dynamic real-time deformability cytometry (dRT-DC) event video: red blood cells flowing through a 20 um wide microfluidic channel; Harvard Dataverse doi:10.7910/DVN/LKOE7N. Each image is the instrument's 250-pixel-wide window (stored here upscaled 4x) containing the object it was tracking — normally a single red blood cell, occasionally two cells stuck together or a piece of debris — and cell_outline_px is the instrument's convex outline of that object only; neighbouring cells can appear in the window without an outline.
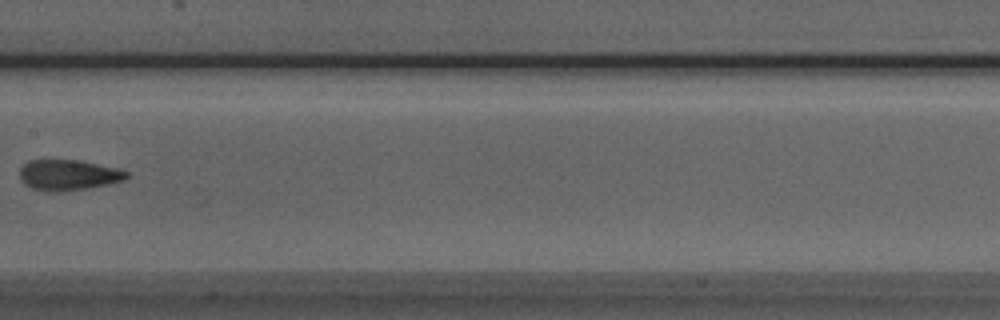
{"species": "Egyptian fruit bat (a non-hibernating species)", "species_latin": "Rousettus aegyptiacus", "temperature_condition": "room temperature", "stored_images_in_passage": 8, "camera_frame_rate_fps": 3000, "um_per_image_px": 0.085, "animal": {"sex": "male"}, "frame": {"image": 1, "passage_image": 7, "time_ms": 2.0, "image_size_px": [1000, 320], "cell_outline_px": [[128, 176], [124, 180], [108, 184], [88, 188], [48, 192], [32, 188], [24, 184], [20, 180], [20, 168], [28, 160], [76, 160], [116, 168], [128, 172]], "centroid_in_image_um": [5.77, 14.87], "position_along_channel_um": 201.6, "area_um2": 18.84}}
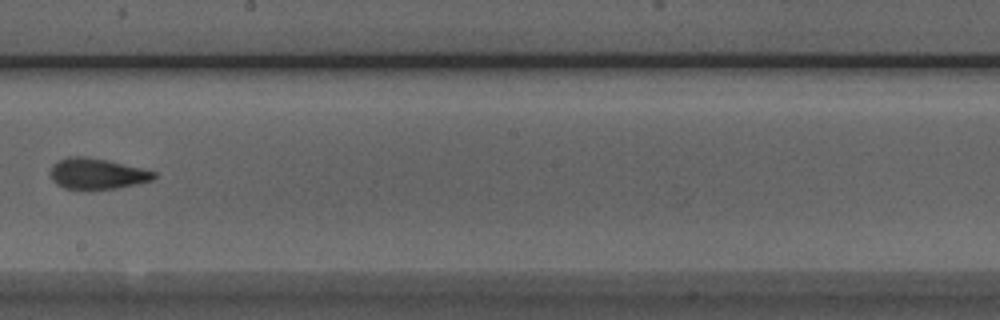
{"frame": {"image": 2, "passage_image": 8, "time_ms": 2.333, "image_size_px": [1000, 320], "cell_outline_px": [[156, 176], [152, 180], [136, 184], [116, 188], [64, 188], [56, 184], [52, 180], [48, 172], [52, 164], [68, 156], [84, 156], [104, 160], [140, 168], [156, 172]], "centroid_in_image_um": [8.19, 14.75], "position_along_channel_um": 240.0, "area_um2": 18.26}}